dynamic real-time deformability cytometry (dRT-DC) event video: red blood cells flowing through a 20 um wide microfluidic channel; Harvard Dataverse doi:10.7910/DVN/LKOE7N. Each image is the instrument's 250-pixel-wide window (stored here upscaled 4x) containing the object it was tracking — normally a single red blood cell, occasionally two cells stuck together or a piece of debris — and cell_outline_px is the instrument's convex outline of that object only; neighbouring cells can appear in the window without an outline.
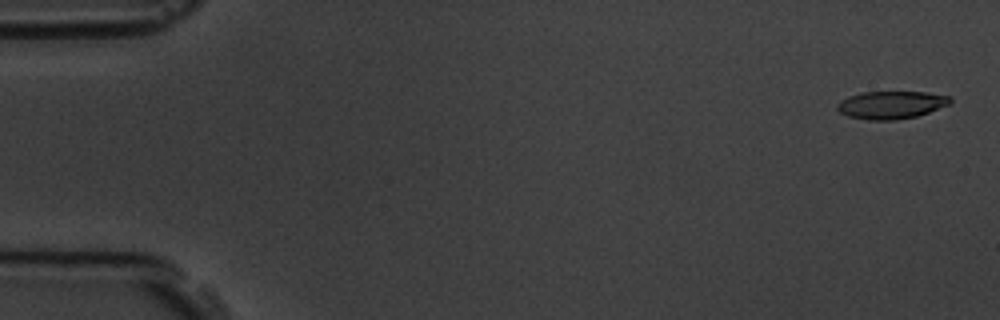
{"species": "common noctule bat (a hibernating species)", "species_latin": "Nyctalus noctula", "temperature_condition": "room temperature", "stored_images_in_passage": 9, "camera_frame_rate_fps": 3000, "um_per_image_px": 0.085, "animal": {"sex": "male", "body_mass_g": 19.5, "forearm_length_mm": 54.6}, "frame": {"image": 1, "passage_image": 1, "time_ms": 0.0, "image_size_px": [1000, 320], "cell_outline_px": [[952, 100], [948, 104], [928, 112], [916, 116], [896, 120], [868, 120], [848, 116], [840, 112], [836, 108], [836, 104], [840, 100], [848, 96], [860, 92], [924, 92], [952, 96]], "centroid_in_image_um": [75.71, 8.91], "position_along_channel_um": 9.3, "area_um2": 18.26}}
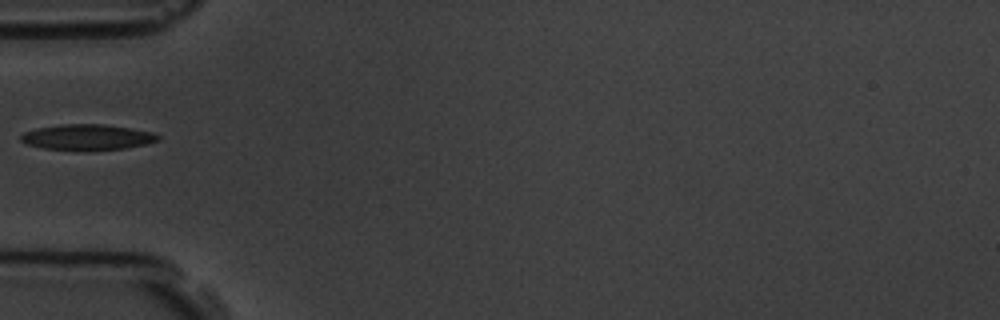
{"frame": {"image": 2, "passage_image": 5, "time_ms": 5.667, "image_size_px": [1000, 320], "cell_outline_px": [[160, 140], [144, 144], [124, 148], [44, 148], [28, 144], [20, 140], [20, 136], [24, 132], [36, 128], [60, 124], [104, 124], [132, 128], [152, 132], [160, 136]], "centroid_in_image_um": [7.43, 11.61], "position_along_channel_um": 77.6, "area_um2": 19.71}}
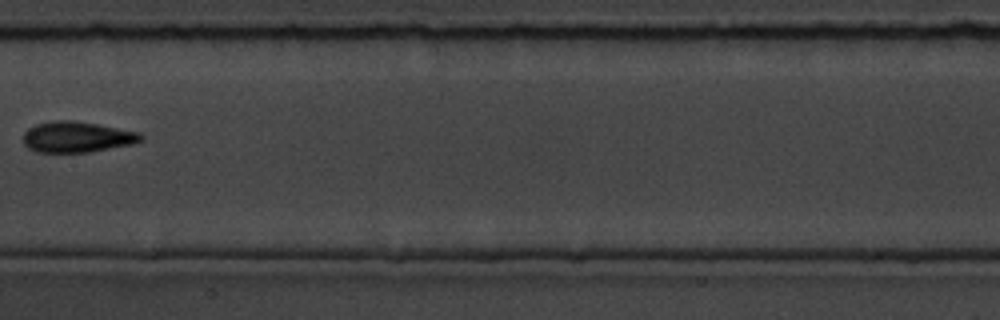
{"frame": {"image": 3, "passage_image": 8, "time_ms": 9.0, "image_size_px": [1000, 320], "cell_outline_px": [[144, 140], [132, 144], [88, 152], [36, 152], [28, 148], [24, 144], [24, 132], [28, 128], [36, 124], [52, 120], [72, 120], [96, 124], [140, 132], [144, 136]], "centroid_in_image_um": [6.54, 11.64], "position_along_channel_um": 200.9, "area_um2": 21.15}}